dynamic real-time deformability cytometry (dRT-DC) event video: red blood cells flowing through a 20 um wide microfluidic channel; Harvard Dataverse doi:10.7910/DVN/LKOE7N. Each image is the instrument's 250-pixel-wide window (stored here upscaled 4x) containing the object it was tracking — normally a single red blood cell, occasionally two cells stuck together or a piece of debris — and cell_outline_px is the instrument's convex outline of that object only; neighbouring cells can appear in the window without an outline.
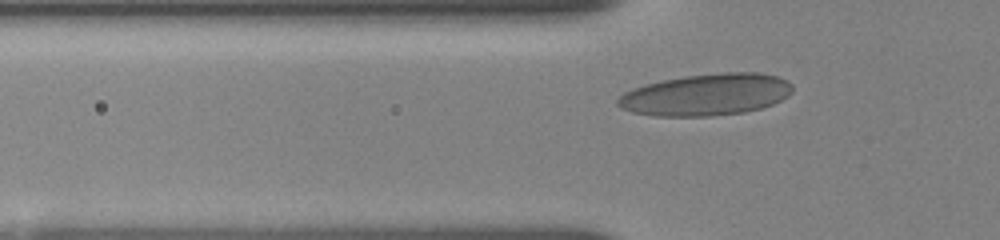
{"species": "human", "species_latin": "Homo sapiens", "temperature_condition": "room temperature", "stored_images_in_passage": 42, "camera_frame_rate_fps": 3000, "um_per_image_px": 0.085, "donor": {"sex": "female"}, "frame": {"image": 1, "passage_image": 10, "time_ms": 3.0, "image_size_px": [1000, 240], "cell_outline_px": [[792, 92], [788, 96], [772, 104], [760, 108], [744, 112], [712, 116], [652, 116], [632, 112], [620, 108], [616, 104], [616, 100], [624, 92], [632, 88], [664, 80], [684, 76], [724, 72], [760, 72], [776, 76], [788, 80], [792, 84]], "centroid_in_image_um": [60.02, 8.05], "position_along_channel_um": 65.8, "area_um2": 42.66}}
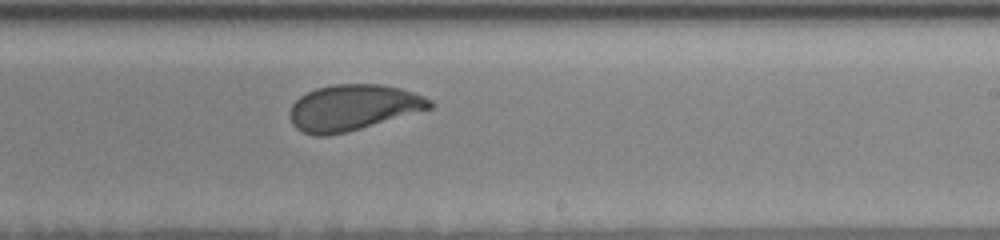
{"frame": {"image": 2, "passage_image": 26, "time_ms": 8.333, "image_size_px": [1000, 240], "cell_outline_px": [[436, 104], [432, 108], [348, 132], [328, 136], [316, 136], [304, 132], [296, 128], [292, 124], [292, 104], [300, 96], [316, 88], [332, 84], [384, 84], [400, 88], [424, 96], [432, 100]], "centroid_in_image_um": [30.04, 9.14], "position_along_channel_um": 259.0, "area_um2": 37.4}}
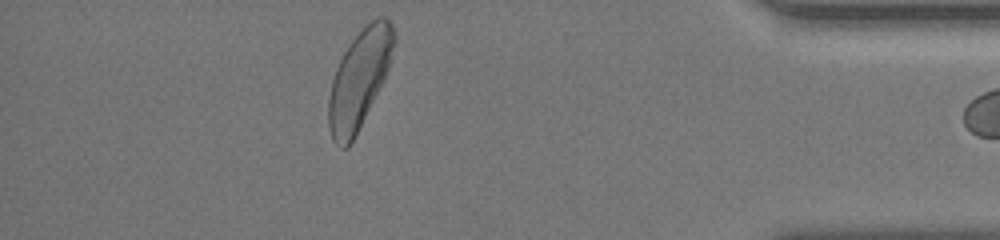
{"frame": {"image": 3, "passage_image": 41, "time_ms": 13.333, "image_size_px": [1000, 240], "cell_outline_px": [[396, 40], [388, 68], [348, 148], [340, 148], [332, 140], [328, 128], [328, 100], [332, 80], [336, 68], [348, 44], [376, 16], [384, 16], [392, 24], [396, 36]], "centroid_in_image_um": [30.51, 6.7], "position_along_channel_um": 404.7, "area_um2": 36.47}}